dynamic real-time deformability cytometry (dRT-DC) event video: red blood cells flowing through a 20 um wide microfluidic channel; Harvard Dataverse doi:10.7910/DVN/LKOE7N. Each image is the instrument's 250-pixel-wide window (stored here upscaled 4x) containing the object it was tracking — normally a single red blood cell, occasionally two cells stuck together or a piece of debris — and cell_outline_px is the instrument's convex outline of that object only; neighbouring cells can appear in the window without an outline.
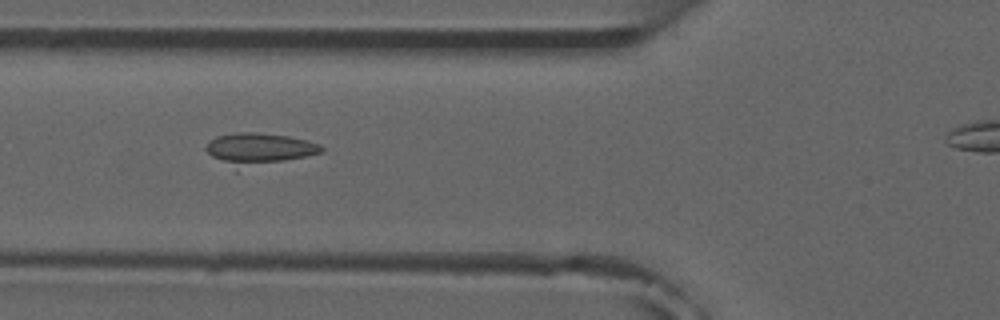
{"species": "common noctule bat (a hibernating species)", "species_latin": "Nyctalus noctula", "temperature_condition": "room temperature", "stored_images_in_passage": 7, "camera_frame_rate_fps": 3000, "um_per_image_px": 0.085, "animal": {"sex": "male", "forearm_length_mm": 52.5}, "frame": {"image": 1, "passage_image": 5, "time_ms": 5.333, "image_size_px": [1000, 320], "cell_outline_px": [[324, 152], [236, 172], [212, 156], [204, 148], [208, 140], [216, 136], [236, 132], [252, 132], [288, 136], [308, 140], [320, 144], [324, 148]], "centroid_in_image_um": [21.97, 12.7], "position_along_channel_um": 103.8, "area_um2": 22.14}}
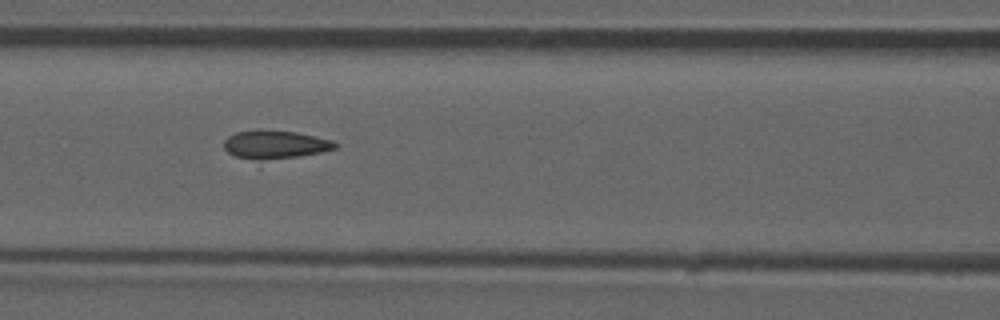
{"frame": {"image": 2, "passage_image": 6, "time_ms": 6.333, "image_size_px": [1000, 320], "cell_outline_px": [[336, 148], [260, 168], [256, 168], [228, 152], [224, 148], [224, 140], [228, 136], [236, 132], [260, 128], [296, 132], [332, 140], [336, 144]], "centroid_in_image_um": [23.28, 12.42], "position_along_channel_um": 143.3, "area_um2": 20.75}}